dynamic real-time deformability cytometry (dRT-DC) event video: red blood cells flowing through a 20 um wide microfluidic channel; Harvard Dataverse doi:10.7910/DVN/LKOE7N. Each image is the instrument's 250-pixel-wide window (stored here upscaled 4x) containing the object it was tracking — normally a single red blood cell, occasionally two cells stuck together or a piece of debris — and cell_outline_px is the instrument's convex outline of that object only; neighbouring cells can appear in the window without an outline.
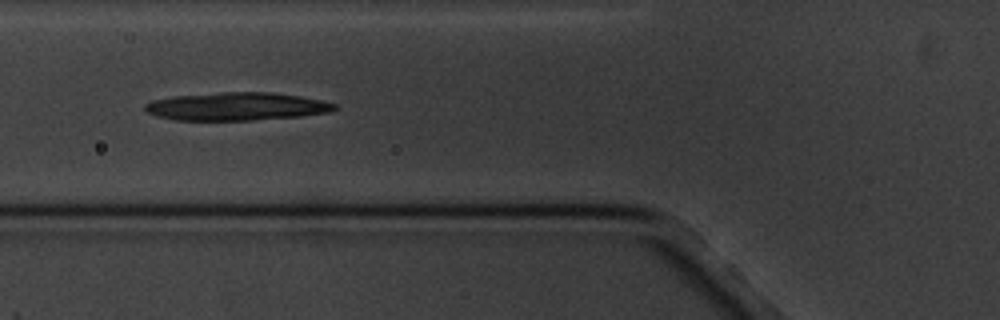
{"species": "common noctule bat (a hibernating species)", "species_latin": "Nyctalus noctula", "temperature_condition": "cold", "stored_images_in_passage": 5, "camera_frame_rate_fps": 3000, "um_per_image_px": 0.085, "animal": {"sex": "male", "body_mass_g": 20.1, "forearm_length_mm": 53.5}, "frame": {"image": 1, "passage_image": 4, "time_ms": 4.333, "image_size_px": [1000, 320], "cell_outline_px": [[336, 108], [328, 112], [300, 116], [252, 120], [176, 120], [156, 116], [148, 112], [144, 108], [144, 104], [152, 100], [172, 96], [224, 92], [272, 92], [300, 96], [320, 100], [336, 104]], "centroid_in_image_um": [20.07, 9.04], "position_along_channel_um": 105.7, "area_um2": 30.81}}
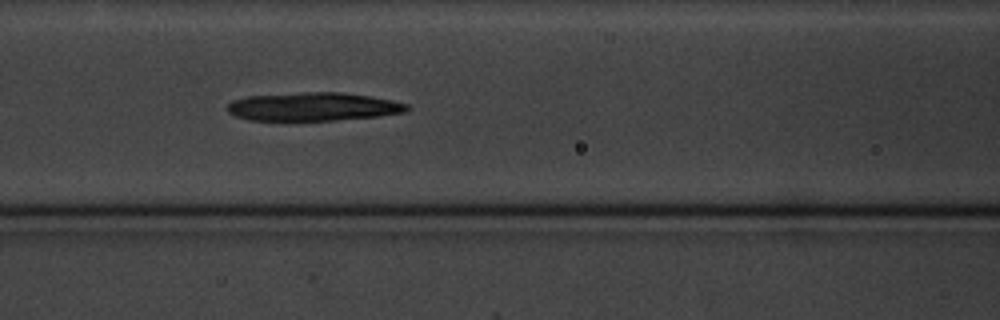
{"frame": {"image": 2, "passage_image": 5, "time_ms": 5.333, "image_size_px": [1000, 320], "cell_outline_px": [[408, 108], [404, 112], [380, 116], [332, 120], [248, 120], [236, 116], [228, 112], [224, 108], [232, 100], [244, 96], [304, 92], [340, 92], [368, 96], [392, 100], [408, 104]], "centroid_in_image_um": [26.55, 9.06], "position_along_channel_um": 140.0, "area_um2": 29.71}}